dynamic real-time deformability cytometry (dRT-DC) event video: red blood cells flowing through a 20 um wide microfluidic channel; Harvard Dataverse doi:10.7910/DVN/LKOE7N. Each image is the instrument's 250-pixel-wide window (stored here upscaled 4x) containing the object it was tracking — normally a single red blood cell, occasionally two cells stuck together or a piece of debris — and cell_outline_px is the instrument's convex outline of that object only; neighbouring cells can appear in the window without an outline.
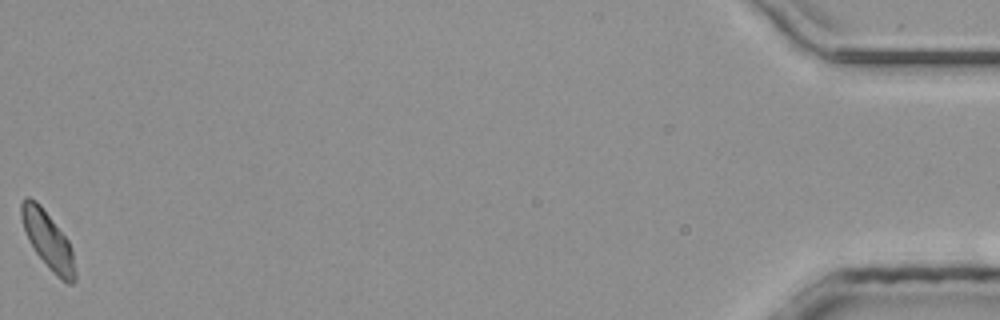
{"species": "common noctule bat (a hibernating species)", "species_latin": "Nyctalus noctula", "temperature_condition": "room temperature", "stored_images_in_passage": 38, "camera_frame_rate_fps": 3000, "um_per_image_px": 0.085, "animal": {"sex": "male", "body_mass_g": 20.4}, "frame": {"image": 1, "passage_image": 38, "time_ms": 12.333, "image_size_px": [1000, 320], "cell_outline_px": [[76, 280], [72, 284], [68, 284], [56, 276], [52, 272], [36, 252], [28, 240], [20, 216], [20, 204], [28, 196], [36, 200], [40, 204], [68, 240], [72, 252], [76, 272]], "centroid_in_image_um": [4.08, 20.43], "position_along_channel_um": 431.1, "area_um2": 17.8}}